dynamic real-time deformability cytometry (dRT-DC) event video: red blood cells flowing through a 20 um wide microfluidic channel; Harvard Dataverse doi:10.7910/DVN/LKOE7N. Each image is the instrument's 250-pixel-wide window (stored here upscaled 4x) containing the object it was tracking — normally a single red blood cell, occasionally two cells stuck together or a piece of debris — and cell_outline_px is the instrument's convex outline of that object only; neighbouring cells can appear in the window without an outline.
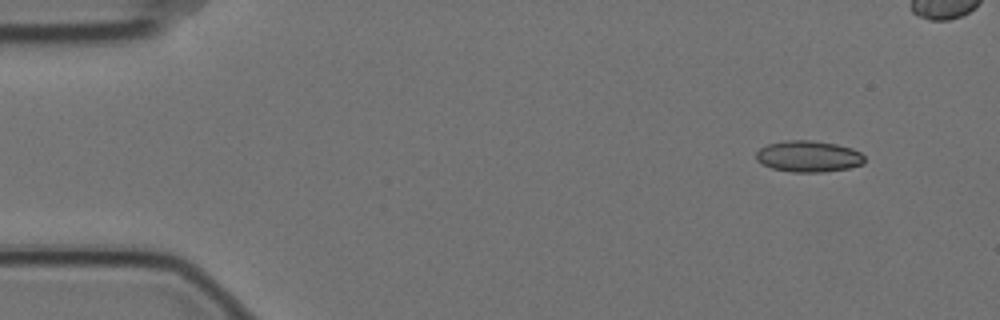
{"species": "Egyptian fruit bat (a non-hibernating species)", "species_latin": "Rousettus aegyptiacus", "temperature_condition": "cold", "stored_images_in_passage": 5, "camera_frame_rate_fps": 3000, "um_per_image_px": 0.085, "animal": {"sex": "female"}, "frame": {"image": 1, "passage_image": 1, "time_ms": 0.0, "image_size_px": [1000, 320], "cell_outline_px": [[864, 164], [848, 168], [824, 172], [792, 172], [772, 168], [756, 160], [756, 152], [760, 148], [768, 144], [784, 140], [812, 140], [836, 144], [852, 148], [860, 152], [864, 156]], "centroid_in_image_um": [68.73, 13.29], "position_along_channel_um": 16.3, "area_um2": 19.83}}